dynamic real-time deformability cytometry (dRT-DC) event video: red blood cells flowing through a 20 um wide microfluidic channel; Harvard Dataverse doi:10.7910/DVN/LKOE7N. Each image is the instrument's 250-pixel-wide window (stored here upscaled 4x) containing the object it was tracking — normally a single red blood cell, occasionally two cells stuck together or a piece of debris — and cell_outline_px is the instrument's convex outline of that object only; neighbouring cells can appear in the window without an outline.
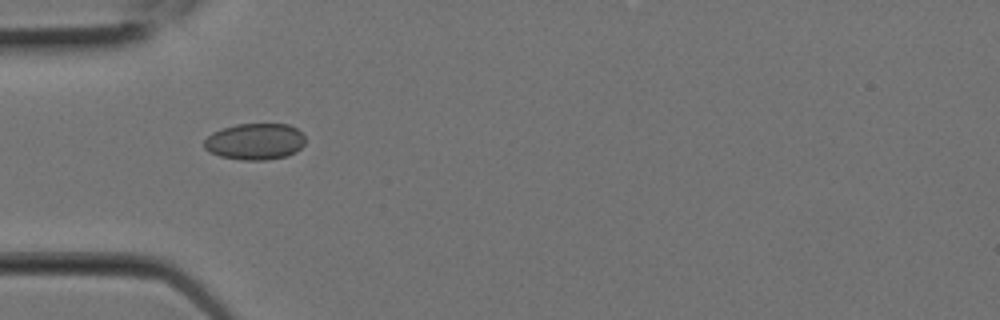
{"species": "Egyptian fruit bat (a non-hibernating species)", "species_latin": "Rousettus aegyptiacus", "temperature_condition": "room temperature", "stored_images_in_passage": 2, "camera_frame_rate_fps": 3000, "um_per_image_px": 0.085, "animal": {"sex": "female"}, "frame": {"image": 1, "passage_image": 1, "time_ms": 0.0, "image_size_px": [1000, 320], "cell_outline_px": [[304, 144], [296, 152], [288, 156], [268, 160], [240, 160], [220, 156], [204, 148], [204, 140], [212, 132], [236, 124], [288, 124], [296, 128], [304, 136]], "centroid_in_image_um": [21.69, 12.04], "position_along_channel_um": 63.3, "area_um2": 21.5}}
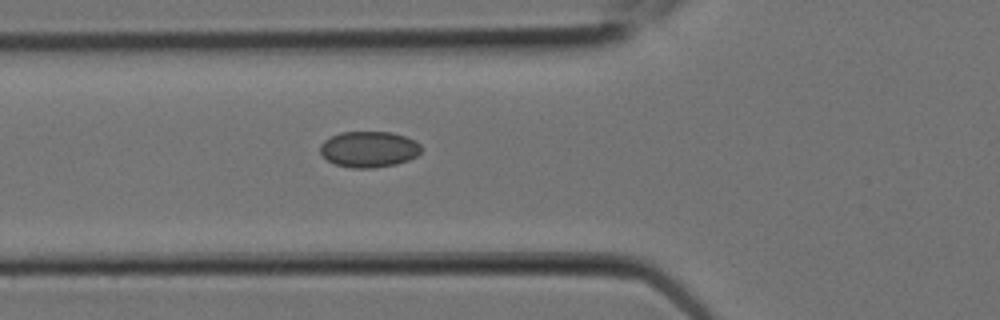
{"frame": {"image": 2, "passage_image": 2, "time_ms": 0.333, "image_size_px": [1000, 320], "cell_outline_px": [[420, 152], [416, 156], [408, 160], [396, 164], [372, 168], [352, 168], [336, 164], [328, 160], [320, 152], [320, 144], [324, 140], [340, 132], [392, 132], [404, 136], [420, 144]], "centroid_in_image_um": [31.34, 12.68], "position_along_channel_um": 94.5, "area_um2": 21.04}}